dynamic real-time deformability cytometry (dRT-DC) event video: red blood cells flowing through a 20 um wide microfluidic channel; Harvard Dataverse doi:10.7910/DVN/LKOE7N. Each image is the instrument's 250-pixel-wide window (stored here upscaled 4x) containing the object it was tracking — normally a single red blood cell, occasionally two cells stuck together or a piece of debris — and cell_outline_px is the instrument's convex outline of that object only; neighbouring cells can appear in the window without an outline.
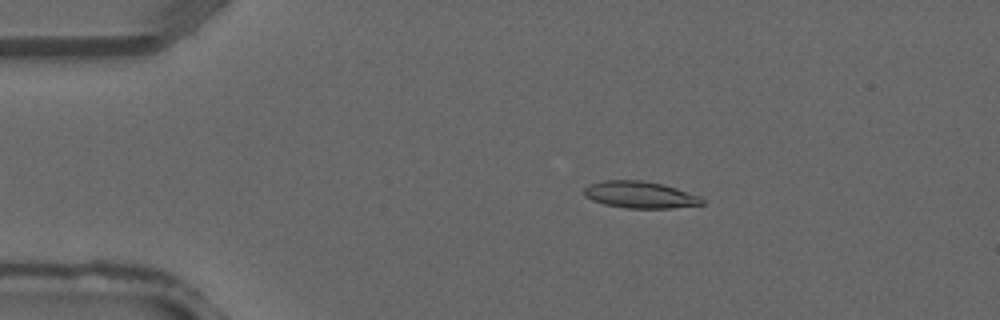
{"species": "common noctule bat (a hibernating species)", "species_latin": "Nyctalus noctula", "temperature_condition": "warm", "stored_images_in_passage": 3, "camera_frame_rate_fps": 3000, "um_per_image_px": 0.085, "animal": {"sex": "male", "forearm_length_mm": 52.5}, "frame": {"image": 1, "passage_image": 2, "time_ms": 0.333, "image_size_px": [1000, 320], "cell_outline_px": [[704, 204], [672, 208], [628, 208], [604, 204], [592, 200], [584, 196], [584, 188], [588, 184], [604, 180], [640, 180], [664, 184], [700, 196], [704, 200]], "centroid_in_image_um": [54.39, 16.55], "position_along_channel_um": 30.6, "area_um2": 18.5}}